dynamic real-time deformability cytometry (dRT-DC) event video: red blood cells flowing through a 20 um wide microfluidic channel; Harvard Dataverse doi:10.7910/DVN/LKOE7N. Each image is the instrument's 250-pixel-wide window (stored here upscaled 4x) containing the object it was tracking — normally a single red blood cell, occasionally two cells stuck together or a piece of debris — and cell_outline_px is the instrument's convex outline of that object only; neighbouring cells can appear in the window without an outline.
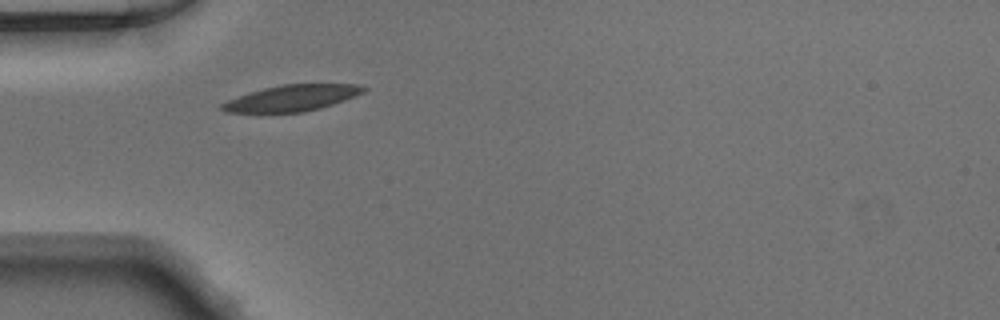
{"species": "Egyptian fruit bat (a non-hibernating species)", "species_latin": "Rousettus aegyptiacus", "temperature_condition": "warm", "stored_images_in_passage": 35, "camera_frame_rate_fps": 3000, "um_per_image_px": 0.085, "animal": {"sex": "male"}, "frame": {"image": 1, "passage_image": 1, "time_ms": 0.0, "image_size_px": [1000, 320], "cell_outline_px": [[368, 88], [364, 92], [356, 96], [320, 108], [304, 112], [224, 112], [220, 108], [220, 104], [228, 100], [248, 92], [280, 84], [356, 84]], "centroid_in_image_um": [24.81, 8.33], "position_along_channel_um": 60.2, "area_um2": 21.5}}
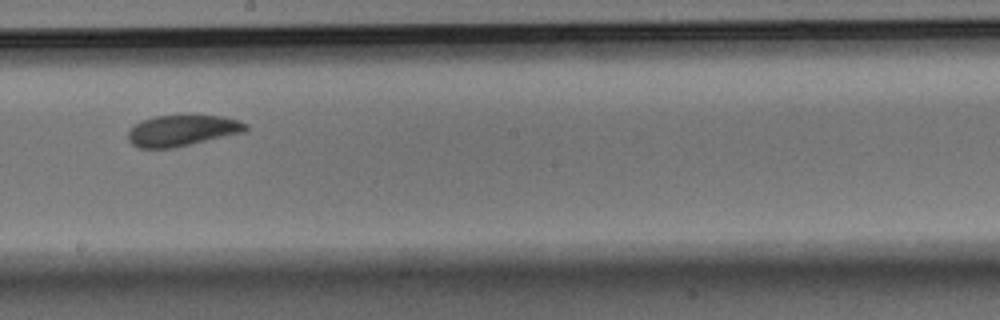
{"frame": {"image": 2, "passage_image": 14, "time_ms": 4.333, "image_size_px": [1000, 320], "cell_outline_px": [[248, 128], [244, 132], [192, 144], [172, 148], [140, 148], [132, 144], [128, 140], [128, 132], [140, 120], [156, 116], [224, 116], [240, 120], [248, 124]], "centroid_in_image_um": [15.51, 11.1], "position_along_channel_um": 232.7, "area_um2": 21.21}}
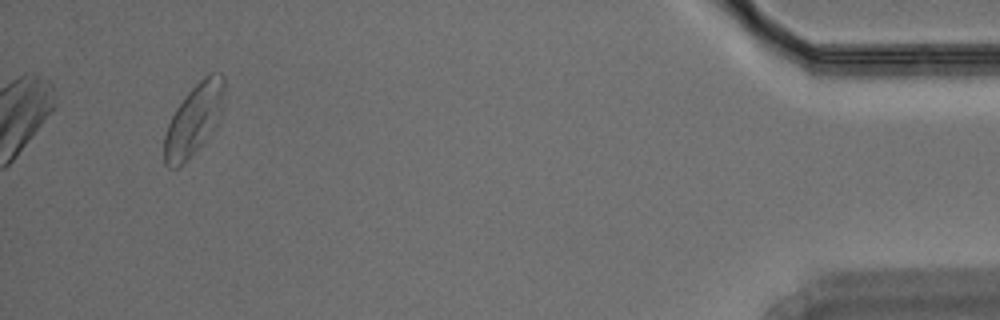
{"frame": {"image": 3, "passage_image": 33, "time_ms": 10.667, "image_size_px": [1000, 320], "cell_outline_px": [[224, 88], [220, 120], [216, 128], [184, 164], [176, 168], [168, 168], [164, 164], [164, 132], [176, 108], [188, 92], [204, 76], [212, 72], [220, 72], [224, 76]], "centroid_in_image_um": [16.48, 10.2], "position_along_channel_um": 418.7, "area_um2": 25.09}}